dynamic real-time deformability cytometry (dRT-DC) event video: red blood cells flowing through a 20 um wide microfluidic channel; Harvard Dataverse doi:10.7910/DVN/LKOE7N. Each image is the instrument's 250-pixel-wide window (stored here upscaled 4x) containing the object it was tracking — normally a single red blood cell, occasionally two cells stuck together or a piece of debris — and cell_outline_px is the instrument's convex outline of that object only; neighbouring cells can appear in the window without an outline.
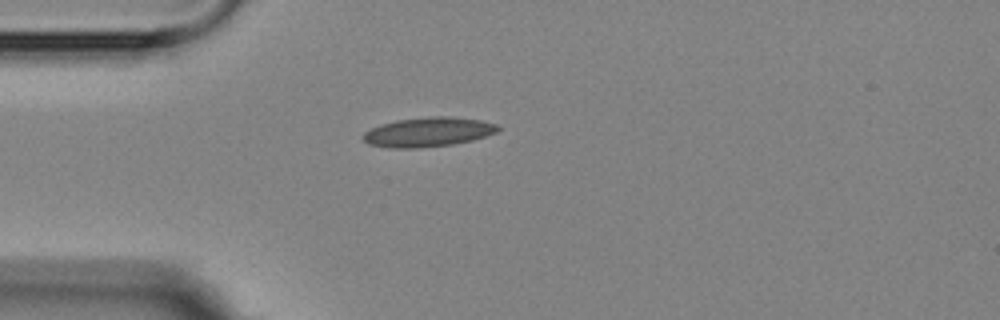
{"species": "Egyptian fruit bat (a non-hibernating species)", "species_latin": "Rousettus aegyptiacus", "temperature_condition": "room temperature", "stored_images_in_passage": 1, "camera_frame_rate_fps": 3000, "um_per_image_px": 0.085, "animal": {"sex": "female"}, "frame": {"image": 1, "passage_image": 1, "time_ms": 0.0, "image_size_px": [1000, 320], "cell_outline_px": [[500, 128], [496, 132], [472, 140], [452, 144], [420, 148], [388, 148], [368, 144], [360, 136], [364, 132], [380, 124], [396, 120], [432, 116], [448, 116], [480, 120], [496, 124]], "centroid_in_image_um": [36.34, 11.22], "position_along_channel_um": 48.7, "area_um2": 23.12}}